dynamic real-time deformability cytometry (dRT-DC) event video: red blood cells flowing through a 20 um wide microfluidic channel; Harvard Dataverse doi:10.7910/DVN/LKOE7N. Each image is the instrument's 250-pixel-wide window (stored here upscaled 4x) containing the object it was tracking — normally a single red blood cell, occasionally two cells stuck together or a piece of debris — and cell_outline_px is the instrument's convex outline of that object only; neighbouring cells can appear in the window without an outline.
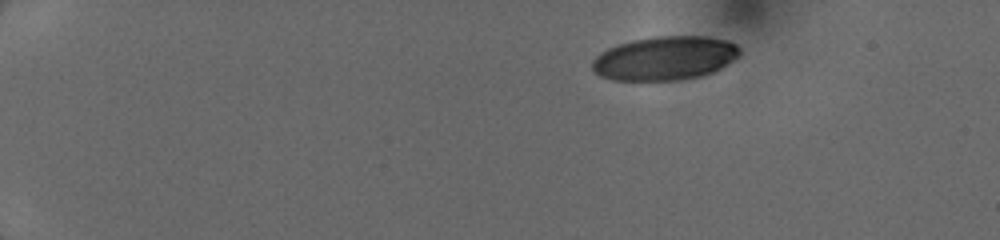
{"species": "human", "species_latin": "Homo sapiens", "temperature_condition": "cold", "stored_images_in_passage": 16, "camera_frame_rate_fps": 3000, "um_per_image_px": 0.085, "donor": {"sex": "female"}, "frame": {"image": 1, "passage_image": 1, "time_ms": 0.0, "image_size_px": [1000, 240], "cell_outline_px": [[740, 52], [732, 60], [720, 68], [712, 72], [700, 76], [676, 80], [612, 80], [600, 76], [592, 68], [592, 60], [600, 52], [608, 48], [632, 40], [656, 36], [704, 36], [728, 40], [736, 44], [740, 48]], "centroid_in_image_um": [56.49, 4.94], "position_along_channel_um": 28.5, "area_um2": 37.51}}
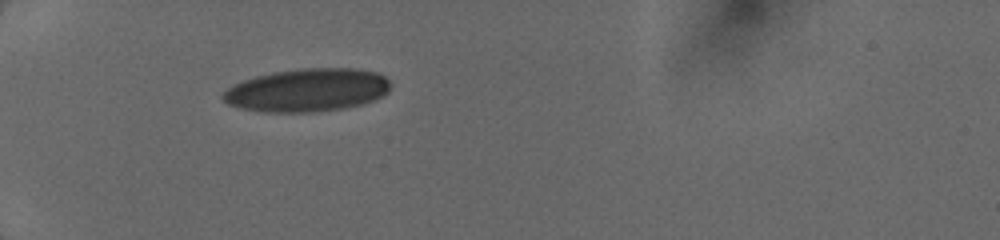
{"frame": {"image": 2, "passage_image": 15, "time_ms": 3.0, "image_size_px": [1000, 240], "cell_outline_px": [[392, 84], [388, 92], [384, 96], [364, 104], [344, 108], [312, 112], [264, 112], [244, 108], [228, 104], [220, 96], [228, 88], [244, 80], [256, 76], [272, 72], [300, 68], [356, 68], [376, 72], [384, 76]], "centroid_in_image_um": [26.17, 7.65], "position_along_channel_um": 58.8, "area_um2": 42.19}}